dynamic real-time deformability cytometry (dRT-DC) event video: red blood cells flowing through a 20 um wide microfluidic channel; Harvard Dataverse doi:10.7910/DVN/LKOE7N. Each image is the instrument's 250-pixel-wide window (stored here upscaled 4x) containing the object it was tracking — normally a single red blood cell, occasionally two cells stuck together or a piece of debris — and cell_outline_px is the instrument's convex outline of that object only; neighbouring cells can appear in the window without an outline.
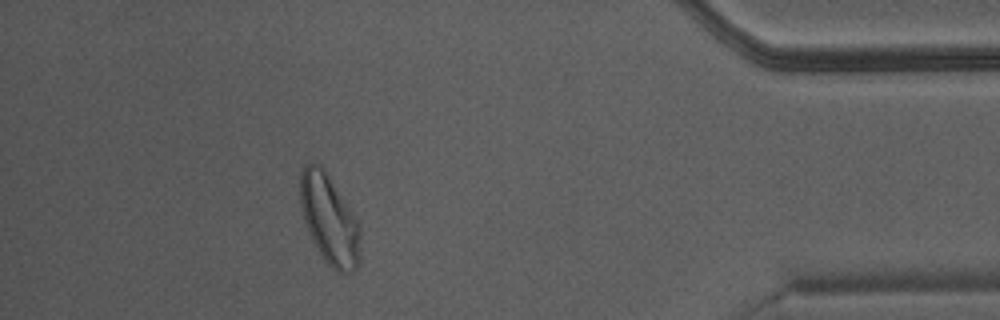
{"species": "Egyptian fruit bat (a non-hibernating species)", "species_latin": "Rousettus aegyptiacus", "temperature_condition": "warm", "stored_images_in_passage": 36, "camera_frame_rate_fps": 3000, "um_per_image_px": 0.085, "animal": {"sex": "male"}, "frame": {"image": 1, "passage_image": 31, "time_ms": 10.0, "image_size_px": [1000, 320], "cell_outline_px": [[360, 264], [352, 272], [336, 272], [328, 264], [312, 240], [308, 232], [304, 220], [300, 204], [300, 172], [304, 164], [320, 164], [324, 168], [356, 220], [360, 228]], "centroid_in_image_um": [27.98, 18.67], "position_along_channel_um": 407.2, "area_um2": 31.1}}